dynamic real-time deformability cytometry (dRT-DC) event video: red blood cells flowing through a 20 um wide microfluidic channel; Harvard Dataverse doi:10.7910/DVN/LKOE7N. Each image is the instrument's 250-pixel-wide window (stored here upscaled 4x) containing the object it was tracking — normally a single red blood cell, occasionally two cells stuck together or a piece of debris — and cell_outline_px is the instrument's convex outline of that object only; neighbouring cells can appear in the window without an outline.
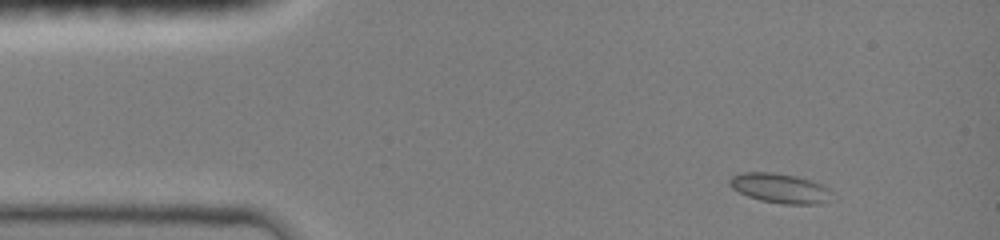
{"species": "common noctule bat (a hibernating species)", "species_latin": "Nyctalus noctula", "temperature_condition": "room temperature", "stored_images_in_passage": 6, "camera_frame_rate_fps": 3000, "um_per_image_px": 0.085, "animal": {"sex": "female", "body_mass_g": 19.0, "forearm_length_mm": 51.5}, "frame": {"image": 1, "passage_image": 2, "time_ms": 0.333, "image_size_px": [1000, 240], "cell_outline_px": [[836, 200], [820, 204], [784, 204], [760, 200], [748, 196], [732, 188], [728, 184], [728, 180], [732, 176], [740, 172], [772, 172], [796, 176], [812, 180], [828, 188], [832, 192]], "centroid_in_image_um": [66.36, 16.01], "position_along_channel_um": 18.6, "area_um2": 18.03}}
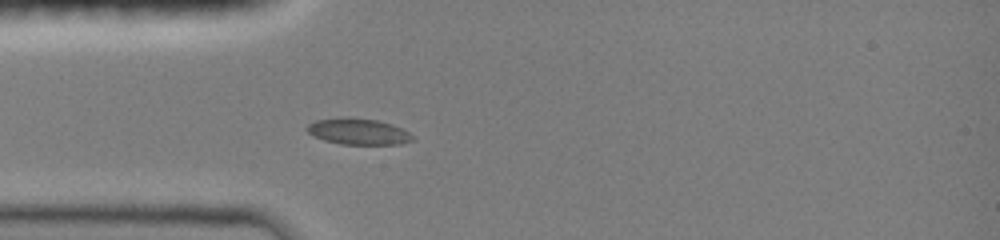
{"frame": {"image": 2, "passage_image": 6, "time_ms": 1.667, "image_size_px": [1000, 240], "cell_outline_px": [[416, 140], [400, 144], [340, 144], [324, 140], [308, 132], [304, 128], [308, 124], [316, 120], [340, 116], [348, 116], [376, 120], [392, 124], [404, 128], [416, 136]], "centroid_in_image_um": [30.5, 11.16], "position_along_channel_um": 54.5, "area_um2": 16.53}}